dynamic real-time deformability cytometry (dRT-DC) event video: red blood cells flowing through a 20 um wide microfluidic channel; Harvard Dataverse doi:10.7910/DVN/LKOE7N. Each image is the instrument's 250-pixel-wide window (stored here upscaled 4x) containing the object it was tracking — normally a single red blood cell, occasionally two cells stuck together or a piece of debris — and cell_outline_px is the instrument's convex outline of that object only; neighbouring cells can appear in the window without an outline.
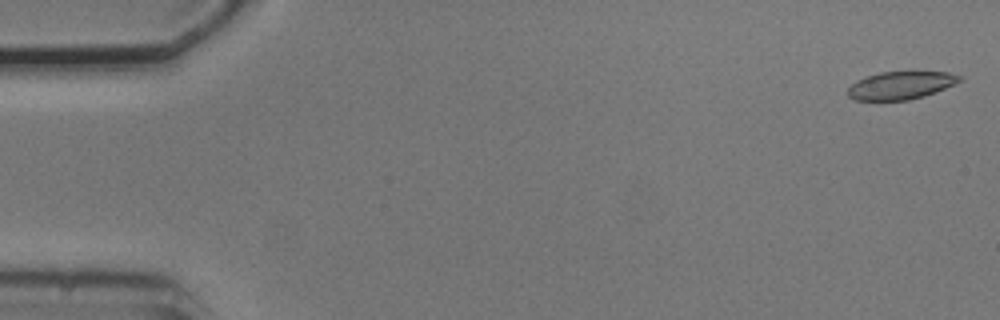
{"species": "common noctule bat (a hibernating species)", "species_latin": "Nyctalus noctula", "temperature_condition": "cold", "stored_images_in_passage": 7, "camera_frame_rate_fps": 3000, "um_per_image_px": 0.085, "animal": {"sex": "male", "body_mass_g": 20.5, "forearm_length_mm": 52.5}, "frame": {"image": 1, "passage_image": 1, "time_ms": 0.0, "image_size_px": [1000, 320], "cell_outline_px": [[964, 80], [956, 84], [924, 96], [908, 100], [856, 100], [848, 96], [848, 88], [856, 80], [880, 72], [948, 72], [964, 76]], "centroid_in_image_um": [76.62, 7.25], "position_along_channel_um": 8.4, "area_um2": 18.15}}